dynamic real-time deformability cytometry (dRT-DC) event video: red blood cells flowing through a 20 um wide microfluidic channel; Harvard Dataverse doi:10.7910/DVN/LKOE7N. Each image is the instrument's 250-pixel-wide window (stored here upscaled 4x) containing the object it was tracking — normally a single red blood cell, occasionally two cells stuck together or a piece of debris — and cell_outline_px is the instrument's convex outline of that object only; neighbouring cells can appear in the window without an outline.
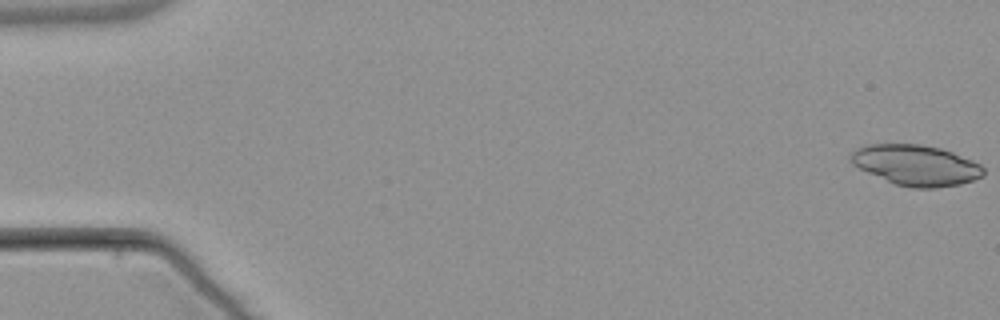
{"species": "common noctule bat (a hibernating species)", "species_latin": "Nyctalus noctula", "temperature_condition": "warm", "stored_images_in_passage": 5, "camera_frame_rate_fps": 3000, "um_per_image_px": 0.085, "animal": {"sex": "male", "body_mass_g": 21.5, "forearm_length_mm": 52.0}, "frame": {"image": 1, "passage_image": 1, "time_ms": 0.0, "image_size_px": [1000, 320], "cell_outline_px": [[984, 176], [960, 184], [936, 188], [912, 188], [896, 184], [868, 172], [852, 164], [848, 160], [848, 152], [864, 144], [920, 144], [940, 148], [952, 152], [972, 160], [980, 164], [984, 168]], "centroid_in_image_um": [77.82, 14.03], "position_along_channel_um": 7.2, "area_um2": 31.5}}